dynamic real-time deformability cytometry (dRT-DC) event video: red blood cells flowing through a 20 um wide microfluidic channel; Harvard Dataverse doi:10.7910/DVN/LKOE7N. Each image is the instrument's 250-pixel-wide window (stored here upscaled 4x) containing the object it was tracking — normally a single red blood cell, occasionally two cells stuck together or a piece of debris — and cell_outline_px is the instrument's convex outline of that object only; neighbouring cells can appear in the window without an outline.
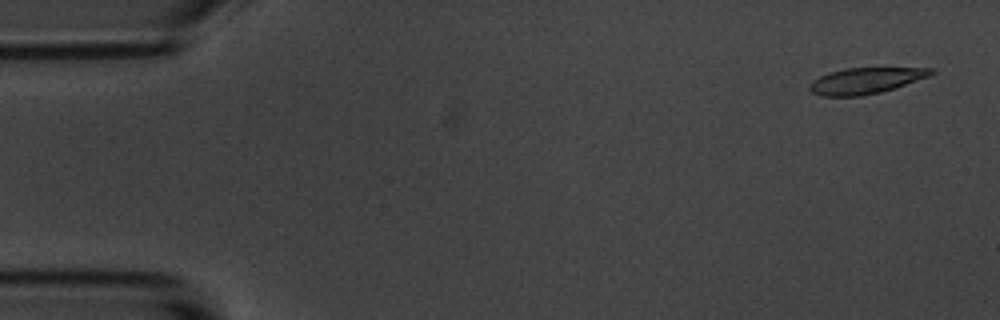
{"species": "common noctule bat (a hibernating species)", "species_latin": "Nyctalus noctula", "temperature_condition": "room temperature", "stored_images_in_passage": 5, "camera_frame_rate_fps": 3000, "um_per_image_px": 0.085, "animal": {"sex": "male", "body_mass_g": 20.1, "forearm_length_mm": 53.5}, "frame": {"image": 1, "passage_image": 1, "time_ms": 0.0, "image_size_px": [1000, 320], "cell_outline_px": [[936, 72], [928, 76], [896, 88], [880, 92], [860, 96], [820, 96], [812, 92], [808, 88], [808, 84], [812, 80], [828, 72], [844, 68], [936, 68]], "centroid_in_image_um": [73.55, 6.86], "position_along_channel_um": 11.5, "area_um2": 18.55}}
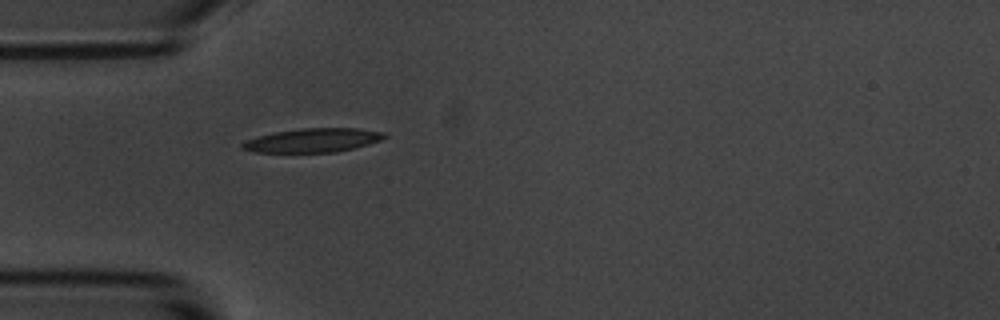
{"frame": {"image": 2, "passage_image": 5, "time_ms": 4.667, "image_size_px": [1000, 320], "cell_outline_px": [[388, 136], [380, 140], [368, 144], [336, 152], [256, 152], [240, 148], [240, 144], [244, 140], [276, 132], [300, 128], [356, 128], [384, 132]], "centroid_in_image_um": [26.58, 11.92], "position_along_channel_um": 58.4, "area_um2": 19.65}}